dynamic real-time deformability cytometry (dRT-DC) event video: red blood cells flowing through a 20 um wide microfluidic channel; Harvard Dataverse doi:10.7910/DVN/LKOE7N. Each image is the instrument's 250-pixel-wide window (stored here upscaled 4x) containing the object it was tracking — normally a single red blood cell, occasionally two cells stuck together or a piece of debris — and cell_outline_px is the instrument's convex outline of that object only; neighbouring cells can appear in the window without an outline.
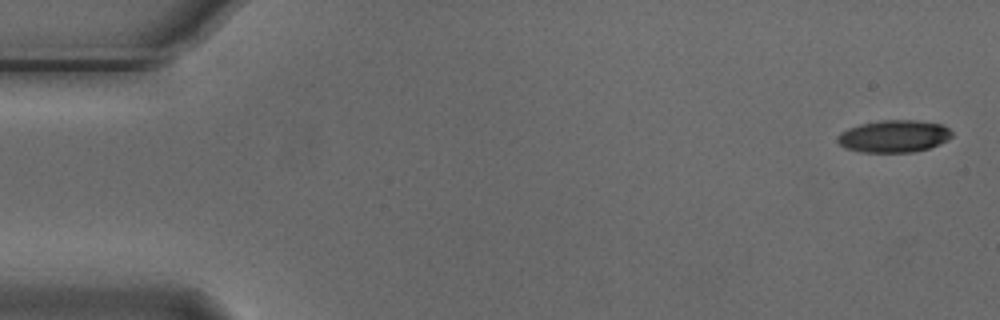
{"species": "Egyptian fruit bat (a non-hibernating species)", "species_latin": "Rousettus aegyptiacus", "temperature_condition": "cold", "stored_images_in_passage": 5, "camera_frame_rate_fps": 3000, "um_per_image_px": 0.085, "animal": {"sex": "male"}, "frame": {"image": 1, "passage_image": 1, "time_ms": 0.0, "image_size_px": [1000, 320], "cell_outline_px": [[952, 136], [948, 140], [940, 144], [928, 148], [912, 152], [860, 152], [844, 148], [836, 140], [836, 136], [840, 132], [848, 128], [860, 124], [884, 120], [916, 120], [940, 124], [948, 128], [952, 132]], "centroid_in_image_um": [75.95, 11.58], "position_along_channel_um": 9.0, "area_um2": 21.56}}
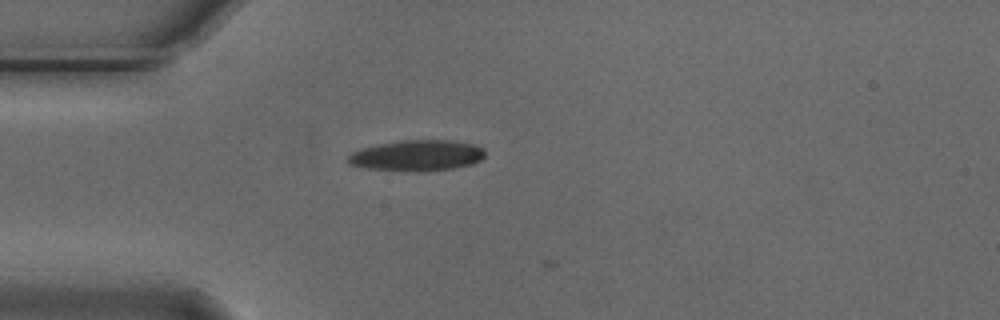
{"frame": {"image": 2, "passage_image": 5, "time_ms": 1.333, "image_size_px": [1000, 320], "cell_outline_px": [[484, 156], [480, 160], [472, 164], [452, 168], [368, 168], [348, 164], [348, 156], [352, 152], [360, 148], [400, 140], [452, 140], [472, 144], [484, 148]], "centroid_in_image_um": [35.46, 13.15], "position_along_channel_um": 49.5, "area_um2": 23.35}}